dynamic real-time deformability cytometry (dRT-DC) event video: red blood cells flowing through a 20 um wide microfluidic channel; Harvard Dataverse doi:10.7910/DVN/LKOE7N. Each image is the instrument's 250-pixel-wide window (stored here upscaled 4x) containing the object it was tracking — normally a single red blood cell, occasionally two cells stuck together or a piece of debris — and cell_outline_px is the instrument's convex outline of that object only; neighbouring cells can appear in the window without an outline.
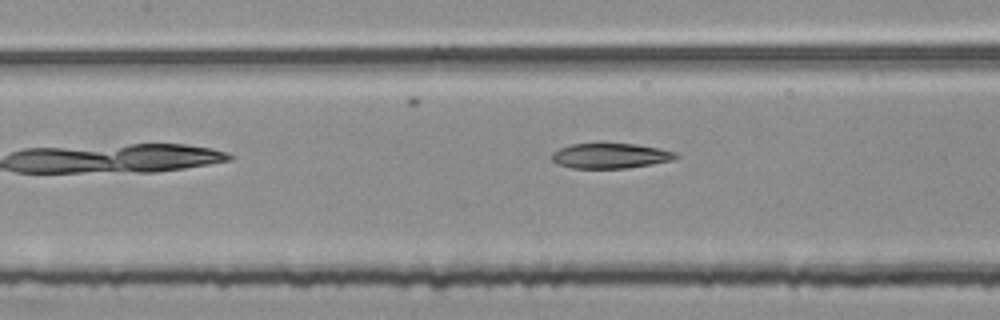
{"species": "common noctule bat (a hibernating species)", "species_latin": "Nyctalus noctula", "temperature_condition": "room temperature", "stored_images_in_passage": 8, "camera_frame_rate_fps": 3000, "um_per_image_px": 0.085, "animal": {"sex": "female", "body_mass_g": 25.1}, "frame": {"image": 1, "passage_image": 6, "time_ms": 1.667, "image_size_px": [1000, 320], "cell_outline_px": [[680, 156], [672, 160], [652, 164], [628, 168], [572, 168], [556, 164], [552, 160], [552, 152], [560, 148], [572, 144], [600, 140], [636, 144], [660, 148], [676, 152]], "centroid_in_image_um": [51.86, 13.19], "position_along_channel_um": 155.5, "area_um2": 19.07}}